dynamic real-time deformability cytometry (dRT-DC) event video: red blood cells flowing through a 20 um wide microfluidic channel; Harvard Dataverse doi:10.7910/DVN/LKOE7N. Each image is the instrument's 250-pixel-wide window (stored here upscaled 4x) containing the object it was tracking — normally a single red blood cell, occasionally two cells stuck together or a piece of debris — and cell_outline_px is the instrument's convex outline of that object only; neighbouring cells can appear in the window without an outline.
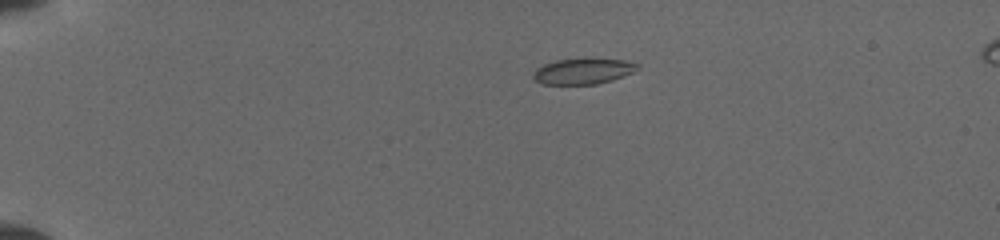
{"species": "common noctule bat (a hibernating species)", "species_latin": "Nyctalus noctula", "temperature_condition": "cold", "stored_images_in_passage": 15, "camera_frame_rate_fps": 3000, "um_per_image_px": 0.085, "animal": {"sex": "female", "body_mass_g": 19.5, "forearm_length_mm": 54.1}, "frame": {"image": 1, "passage_image": 1, "time_ms": 0.0, "image_size_px": [1000, 240], "cell_outline_px": [[640, 64], [632, 72], [624, 76], [612, 80], [596, 84], [544, 84], [536, 80], [532, 76], [532, 72], [536, 68], [544, 64], [556, 60], [624, 60]], "centroid_in_image_um": [49.52, 6.08], "position_along_channel_um": 35.5, "area_um2": 15.14}}
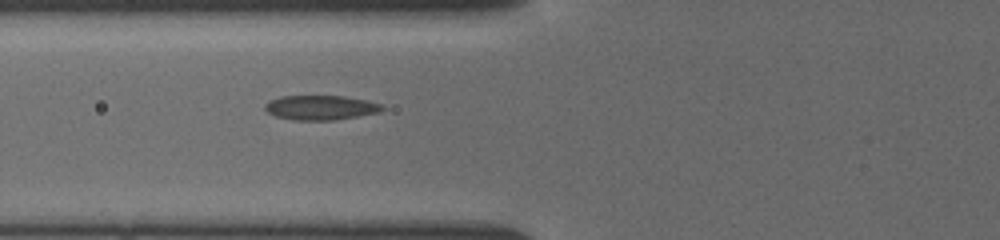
{"frame": {"image": 2, "passage_image": 11, "time_ms": 3.333, "image_size_px": [1000, 240], "cell_outline_px": [[384, 108], [380, 112], [336, 120], [292, 120], [276, 116], [268, 112], [264, 108], [264, 104], [268, 100], [280, 96], [344, 96], [384, 104]], "centroid_in_image_um": [27.24, 9.14], "position_along_channel_um": 98.6, "area_um2": 16.88}}
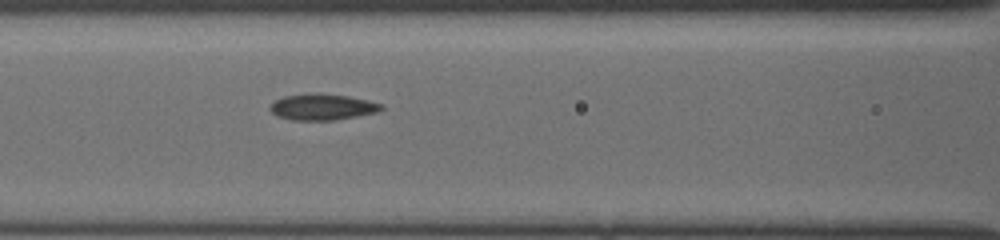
{"frame": {"image": 3, "passage_image": 14, "time_ms": 4.333, "image_size_px": [1000, 240], "cell_outline_px": [[384, 108], [376, 112], [356, 116], [332, 120], [292, 120], [276, 116], [268, 108], [276, 100], [284, 96], [308, 92], [312, 92], [348, 96], [368, 100], [384, 104]], "centroid_in_image_um": [27.38, 9.08], "position_along_channel_um": 139.2, "area_um2": 17.05}}